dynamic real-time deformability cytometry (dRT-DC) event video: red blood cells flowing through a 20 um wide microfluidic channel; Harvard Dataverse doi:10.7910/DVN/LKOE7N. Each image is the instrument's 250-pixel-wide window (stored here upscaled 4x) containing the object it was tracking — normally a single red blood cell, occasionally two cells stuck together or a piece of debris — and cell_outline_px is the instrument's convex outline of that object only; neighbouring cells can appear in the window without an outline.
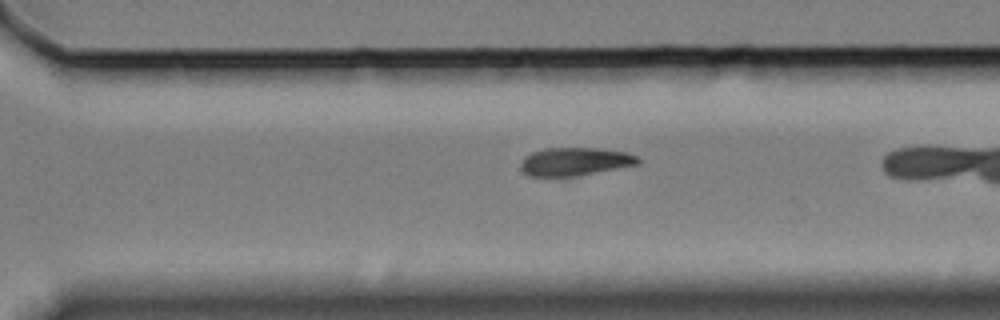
{"species": "Egyptian fruit bat (a non-hibernating species)", "species_latin": "Rousettus aegyptiacus", "temperature_condition": "cold", "stored_images_in_passage": 19, "camera_frame_rate_fps": 3000, "um_per_image_px": 0.085, "animal": {"sex": "female"}, "frame": {"image": 1, "passage_image": 17, "time_ms": 5.333, "image_size_px": [1000, 320], "cell_outline_px": [[640, 164], [576, 176], [528, 176], [520, 168], [520, 160], [524, 156], [532, 152], [544, 148], [596, 148], [624, 152], [636, 156], [640, 160]], "centroid_in_image_um": [48.82, 13.73], "position_along_channel_um": 321.8, "area_um2": 19.25}}